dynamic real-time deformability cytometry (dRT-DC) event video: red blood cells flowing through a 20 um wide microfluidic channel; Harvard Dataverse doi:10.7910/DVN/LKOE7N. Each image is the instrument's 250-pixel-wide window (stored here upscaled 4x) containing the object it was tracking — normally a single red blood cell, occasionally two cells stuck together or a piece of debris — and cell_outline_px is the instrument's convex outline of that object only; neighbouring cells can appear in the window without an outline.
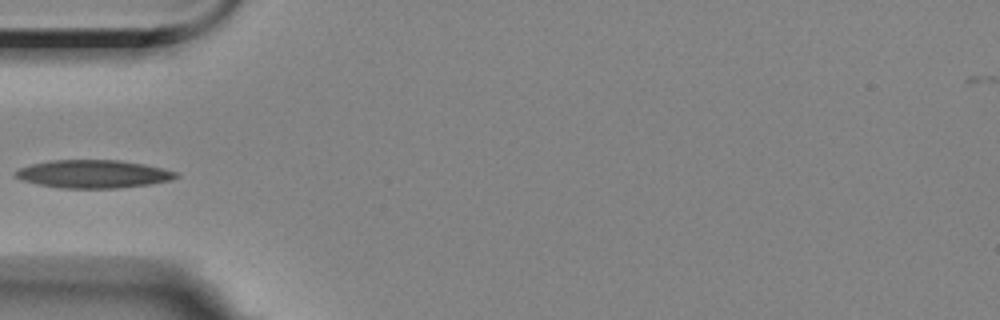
{"species": "Egyptian fruit bat (a non-hibernating species)", "species_latin": "Rousettus aegyptiacus", "temperature_condition": "room temperature", "stored_images_in_passage": 4, "camera_frame_rate_fps": 3000, "um_per_image_px": 0.085, "animal": {"sex": "female"}, "frame": {"image": 1, "passage_image": 4, "time_ms": 4.333, "image_size_px": [1000, 320], "cell_outline_px": [[180, 176], [172, 180], [152, 184], [120, 188], [60, 188], [36, 184], [20, 180], [12, 172], [20, 168], [32, 164], [48, 160], [120, 160], [144, 164], [164, 168], [176, 172]], "centroid_in_image_um": [7.94, 14.79], "position_along_channel_um": 77.1, "area_um2": 26.53}}